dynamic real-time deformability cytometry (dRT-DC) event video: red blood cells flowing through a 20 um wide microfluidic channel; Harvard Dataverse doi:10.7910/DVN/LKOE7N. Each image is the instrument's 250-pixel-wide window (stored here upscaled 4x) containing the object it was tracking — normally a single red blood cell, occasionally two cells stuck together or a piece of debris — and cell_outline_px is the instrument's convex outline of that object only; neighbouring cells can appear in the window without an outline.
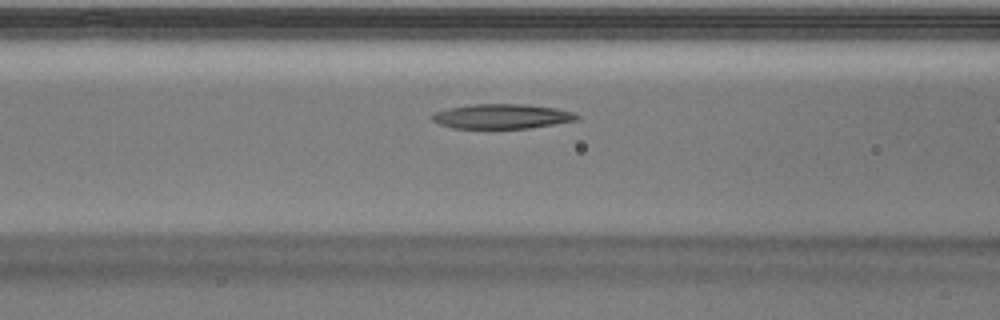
{"species": "Egyptian fruit bat (a non-hibernating species)", "species_latin": "Rousettus aegyptiacus", "temperature_condition": "warm", "stored_images_in_passage": 12, "camera_frame_rate_fps": 3000, "um_per_image_px": 0.085, "animal": {"sex": "male"}, "frame": {"image": 1, "passage_image": 10, "time_ms": 3.0, "image_size_px": [1000, 320], "cell_outline_px": [[580, 116], [576, 120], [528, 128], [452, 128], [440, 124], [432, 120], [428, 116], [436, 112], [448, 108], [472, 104], [524, 104], [556, 108], [572, 112]], "centroid_in_image_um": [42.61, 9.88], "position_along_channel_um": 124.0, "area_um2": 20.69}}